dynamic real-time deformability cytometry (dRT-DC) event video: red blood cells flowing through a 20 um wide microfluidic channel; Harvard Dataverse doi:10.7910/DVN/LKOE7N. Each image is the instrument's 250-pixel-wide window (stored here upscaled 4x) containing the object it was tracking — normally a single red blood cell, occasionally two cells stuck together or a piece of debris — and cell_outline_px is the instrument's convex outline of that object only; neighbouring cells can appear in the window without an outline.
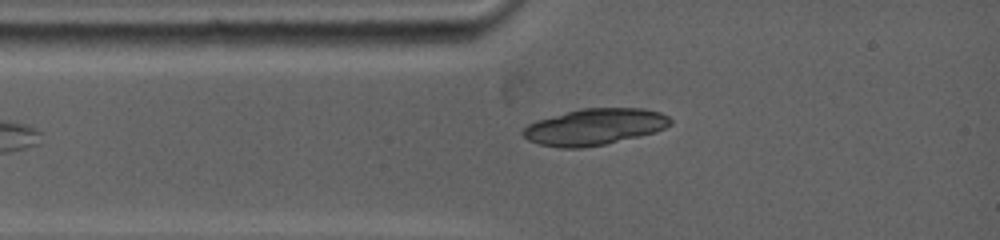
{"species": "common noctule bat (a hibernating species)", "species_latin": "Nyctalus noctula", "temperature_condition": "warm", "stored_images_in_passage": 25, "camera_frame_rate_fps": 5000, "um_per_image_px": 0.085, "animal": {"sex": "female", "body_mass_g": 19.0, "forearm_length_mm": 53.3}, "frame": {"image": 1, "passage_image": 1, "time_ms": 0.0, "image_size_px": [1000, 240], "cell_outline_px": [[672, 124], [656, 132], [604, 144], [580, 148], [560, 148], [540, 144], [528, 140], [524, 136], [524, 128], [528, 124], [536, 120], [580, 108], [644, 108], [660, 112], [668, 116], [672, 120]], "centroid_in_image_um": [50.56, 10.77], "position_along_channel_um": 34.4, "area_um2": 31.15}}
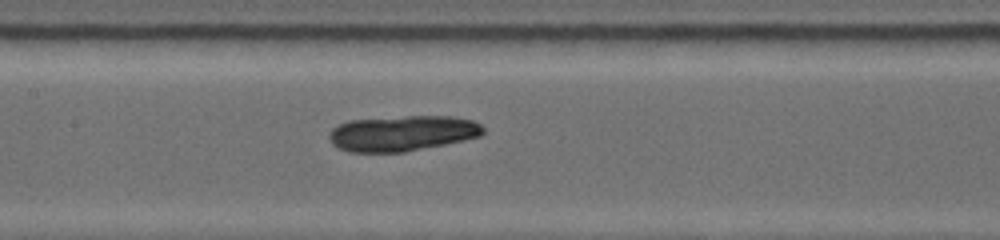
{"frame": {"image": 2, "passage_image": 12, "time_ms": 3.6, "image_size_px": [1000, 240], "cell_outline_px": [[484, 132], [480, 136], [464, 140], [404, 152], [348, 152], [332, 144], [328, 136], [332, 128], [348, 120], [408, 116], [452, 116], [472, 120], [480, 124], [484, 128]], "centroid_in_image_um": [34.19, 11.32], "position_along_channel_um": 173.2, "area_um2": 31.85}}
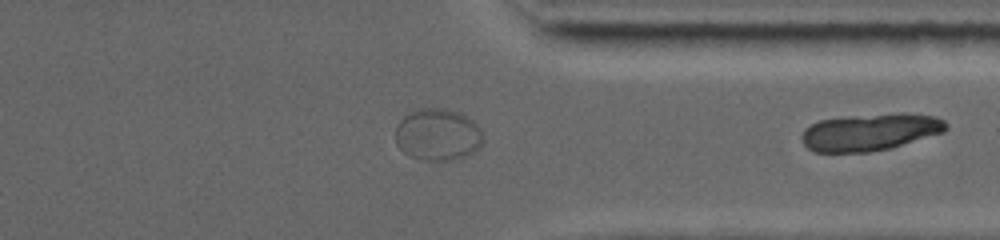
{"frame": {"image": 3, "passage_image": 25, "time_ms": 7.8, "image_size_px": [1000, 240], "cell_outline_px": [[948, 128], [944, 132], [888, 148], [868, 152], [816, 152], [808, 148], [804, 144], [800, 136], [804, 128], [820, 120], [852, 116], [900, 112], [904, 112], [936, 116], [944, 120], [948, 124]], "centroid_in_image_um": [73.97, 11.21], "position_along_channel_um": 337.4, "area_um2": 31.21}}